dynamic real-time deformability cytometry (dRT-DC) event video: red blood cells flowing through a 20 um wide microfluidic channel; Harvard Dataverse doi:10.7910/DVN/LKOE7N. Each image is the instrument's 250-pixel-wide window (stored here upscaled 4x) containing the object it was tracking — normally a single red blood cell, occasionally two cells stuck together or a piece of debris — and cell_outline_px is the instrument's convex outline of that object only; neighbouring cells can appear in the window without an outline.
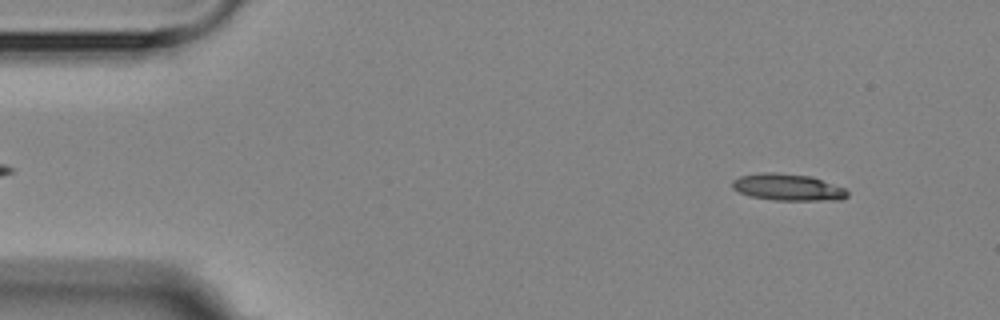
{"species": "Egyptian fruit bat (a non-hibernating species)", "species_latin": "Rousettus aegyptiacus", "temperature_condition": "room temperature", "stored_images_in_passage": 4, "camera_frame_rate_fps": 3000, "um_per_image_px": 0.085, "animal": {"sex": "female"}, "frame": {"image": 1, "passage_image": 1, "time_ms": 0.0, "image_size_px": [1000, 320], "cell_outline_px": [[848, 196], [840, 200], [772, 200], [752, 196], [740, 192], [732, 188], [732, 180], [740, 176], [764, 172], [772, 172], [812, 176], [844, 188], [848, 192]], "centroid_in_image_um": [66.97, 15.91], "position_along_channel_um": 18.0, "area_um2": 17.86}}
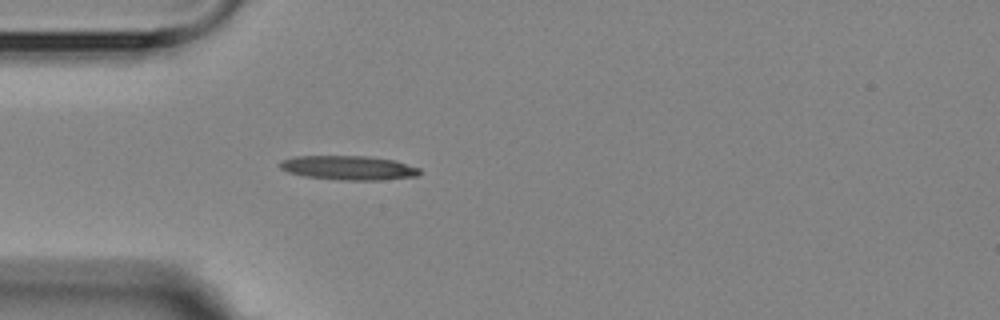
{"frame": {"image": 2, "passage_image": 4, "time_ms": 3.333, "image_size_px": [1000, 320], "cell_outline_px": [[420, 172], [416, 176], [380, 180], [340, 180], [304, 176], [288, 172], [280, 168], [280, 164], [284, 160], [296, 156], [368, 156], [396, 160], [420, 168]], "centroid_in_image_um": [29.66, 14.26], "position_along_channel_um": 55.3, "area_um2": 19.65}}